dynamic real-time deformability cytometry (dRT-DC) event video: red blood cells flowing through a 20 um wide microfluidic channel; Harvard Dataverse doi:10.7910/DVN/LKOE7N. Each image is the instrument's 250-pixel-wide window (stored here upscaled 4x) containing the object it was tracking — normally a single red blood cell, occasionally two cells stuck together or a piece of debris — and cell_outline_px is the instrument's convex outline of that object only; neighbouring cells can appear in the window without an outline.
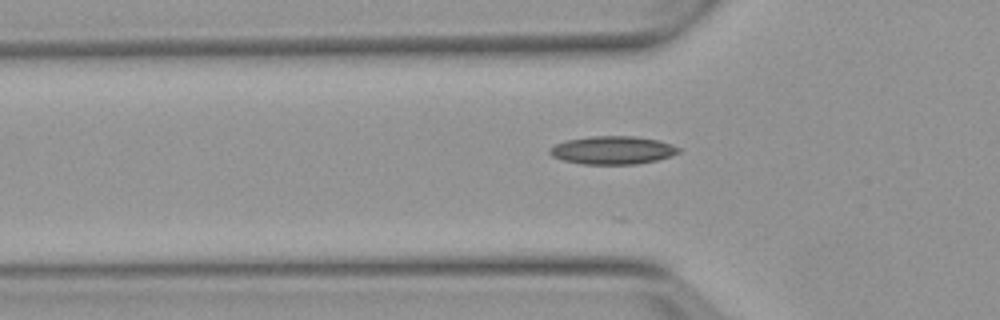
{"species": "Egyptian fruit bat (a non-hibernating species)", "species_latin": "Rousettus aegyptiacus", "temperature_condition": "warm", "stored_images_in_passage": 8, "camera_frame_rate_fps": 3000, "um_per_image_px": 0.085, "animal": {"sex": "female"}, "frame": {"image": 1, "passage_image": 2, "time_ms": 0.333, "image_size_px": [1000, 320], "cell_outline_px": [[680, 152], [672, 156], [656, 160], [636, 164], [584, 164], [564, 160], [552, 156], [548, 152], [548, 148], [564, 140], [592, 136], [632, 136], [656, 140], [672, 144], [680, 148]], "centroid_in_image_um": [52.06, 12.76], "position_along_channel_um": 73.7, "area_um2": 21.1}}
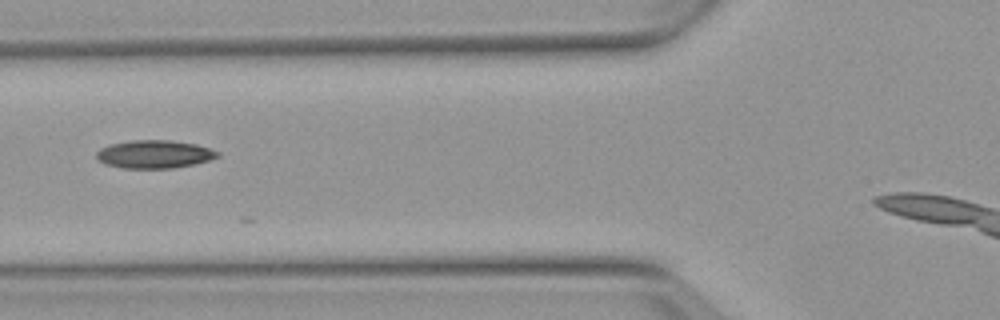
{"frame": {"image": 2, "passage_image": 5, "time_ms": 1.333, "image_size_px": [1000, 320], "cell_outline_px": [[220, 156], [196, 164], [176, 168], [120, 168], [104, 164], [96, 160], [96, 152], [100, 148], [108, 144], [132, 140], [168, 140], [196, 144], [220, 152]], "centroid_in_image_um": [13.08, 13.11], "position_along_channel_um": 112.7, "area_um2": 20.06}}